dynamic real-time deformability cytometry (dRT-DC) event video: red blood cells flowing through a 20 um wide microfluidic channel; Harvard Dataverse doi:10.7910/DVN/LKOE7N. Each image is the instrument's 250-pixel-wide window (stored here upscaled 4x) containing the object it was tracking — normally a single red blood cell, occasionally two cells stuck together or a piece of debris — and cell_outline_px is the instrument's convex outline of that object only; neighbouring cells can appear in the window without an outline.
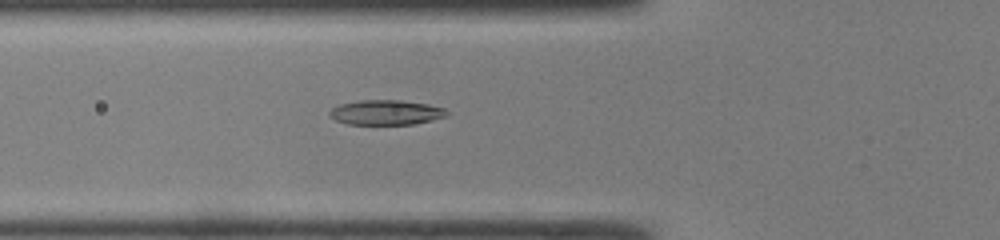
{"species": "common noctule bat (a hibernating species)", "species_latin": "Nyctalus noctula", "temperature_condition": "room temperature", "stored_images_in_passage": 37, "camera_frame_rate_fps": 3000, "um_per_image_px": 0.085, "animal": {"sex": "male", "body_mass_g": 19.0, "forearm_length_mm": 50.8}, "frame": {"image": 1, "passage_image": 7, "time_ms": 2.0, "image_size_px": [1000, 240], "cell_outline_px": [[448, 116], [416, 124], [348, 124], [336, 120], [328, 116], [328, 112], [332, 108], [340, 104], [360, 100], [400, 100], [428, 104], [444, 108], [448, 112]], "centroid_in_image_um": [32.81, 9.56], "position_along_channel_um": 93.0, "area_um2": 17.05}}
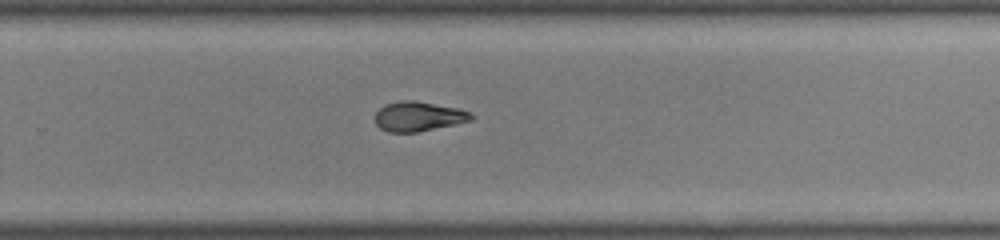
{"frame": {"image": 2, "passage_image": 21, "time_ms": 6.667, "image_size_px": [1000, 240], "cell_outline_px": [[476, 116], [472, 120], [456, 124], [416, 132], [388, 132], [380, 128], [376, 124], [376, 112], [384, 104], [404, 100], [416, 100], [460, 108]], "centroid_in_image_um": [35.59, 9.88], "position_along_channel_um": 294.2, "area_um2": 16.7}}
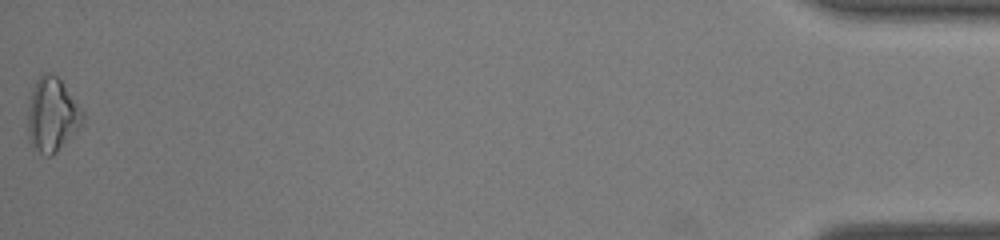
{"frame": {"image": 3, "passage_image": 37, "time_ms": 12.0, "image_size_px": [1000, 240], "cell_outline_px": [[84, 124], [52, 156], [48, 156], [32, 148], [28, 140], [28, 104], [32, 88], [40, 72], [48, 72], [56, 76], [60, 80], [84, 112]], "centroid_in_image_um": [4.42, 9.76], "position_along_channel_um": 430.8, "area_um2": 23.87}, "authors_computed_cell_mechanics": {"area_um2": 17.1088, "velocity_mm_per_s": 4.3154, "shape_relaxation_time_tau1_ms": 4.1823, "shape_relaxation_time_tau2_ms": 2.3681, "deformation_change_tau1": 0.1378, "deformation_change_tau2": 0.0899}}